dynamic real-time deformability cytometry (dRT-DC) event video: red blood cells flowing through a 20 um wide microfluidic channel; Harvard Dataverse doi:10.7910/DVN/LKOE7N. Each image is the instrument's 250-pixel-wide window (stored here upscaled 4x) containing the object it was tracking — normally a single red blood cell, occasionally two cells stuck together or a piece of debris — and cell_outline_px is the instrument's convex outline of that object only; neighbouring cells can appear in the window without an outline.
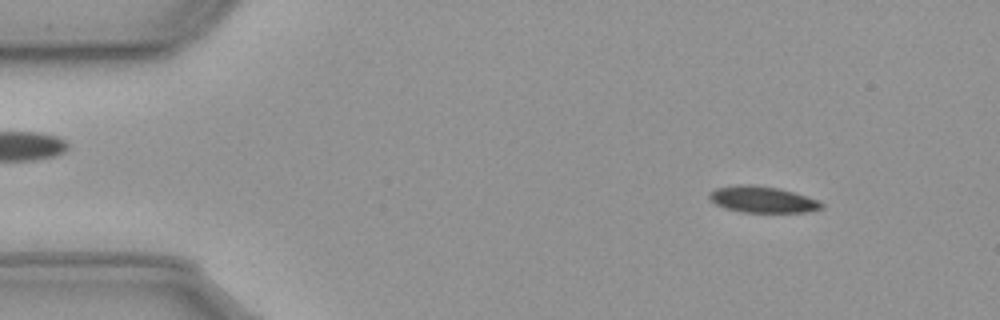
{"species": "common noctule bat (a hibernating species)", "species_latin": "Nyctalus noctula", "temperature_condition": "cold", "stored_images_in_passage": 56, "camera_frame_rate_fps": 3000, "um_per_image_px": 0.085, "animal": {"sex": "male", "body_mass_g": 23.1, "forearm_length_mm": 52.7}, "frame": {"image": 1, "passage_image": 6, "time_ms": 1.667, "image_size_px": [1000, 320], "cell_outline_px": [[824, 208], [804, 212], [740, 212], [724, 208], [716, 204], [708, 196], [708, 192], [716, 188], [740, 184], [756, 184], [780, 188], [820, 200], [824, 204]], "centroid_in_image_um": [64.82, 16.95], "position_along_channel_um": 20.2, "area_um2": 17.46}}
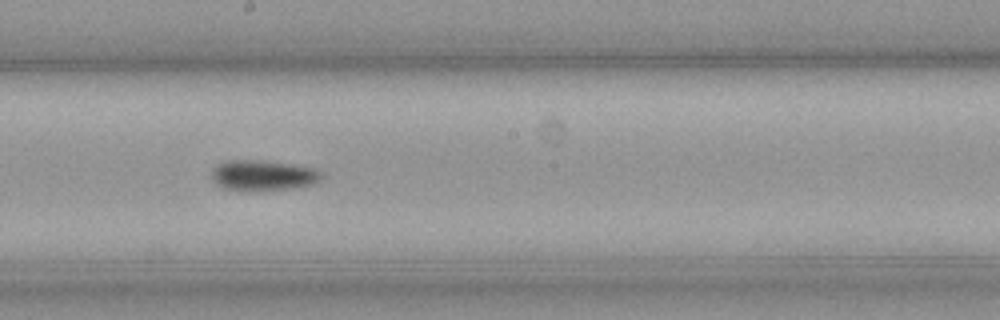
{"frame": {"image": 2, "passage_image": 30, "time_ms": 9.667, "image_size_px": [1000, 320], "cell_outline_px": [[320, 180], [312, 184], [296, 188], [260, 192], [256, 192], [224, 188], [216, 184], [212, 176], [212, 172], [216, 164], [224, 160], [264, 160], [312, 168], [320, 172]], "centroid_in_image_um": [22.31, 14.92], "position_along_channel_um": 225.9, "area_um2": 19.71}}
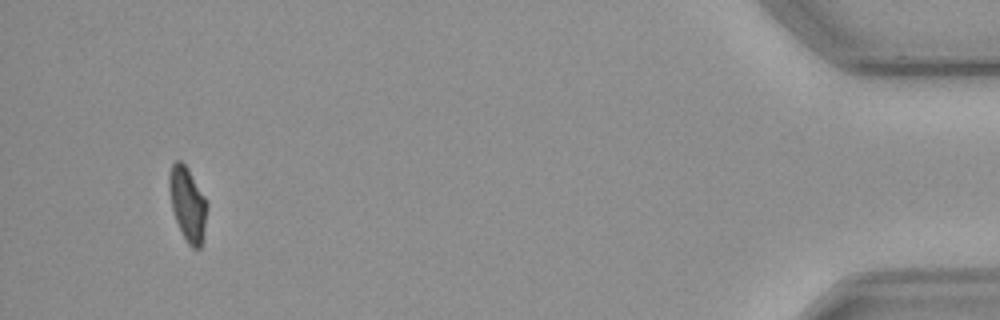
{"frame": {"image": 3, "passage_image": 53, "time_ms": 17.333, "image_size_px": [1000, 320], "cell_outline_px": [[208, 208], [200, 248], [192, 248], [188, 244], [176, 220], [172, 208], [168, 184], [168, 176], [172, 164], [176, 160], [180, 160], [188, 168], [204, 196], [208, 204]], "centroid_in_image_um": [15.94, 17.3], "position_along_channel_um": 419.3, "area_um2": 16.07}, "authors_computed_cell_mechanics": {"area_um2": 17.7446, "velocity_mm_per_s": 3.5952, "shape_relaxation_time_tau1_ms": 3.112, "shape_relaxation_time_tau2_ms": null, "deformation_change_tau1": 0.087, "deformation_change_tau2": null}}